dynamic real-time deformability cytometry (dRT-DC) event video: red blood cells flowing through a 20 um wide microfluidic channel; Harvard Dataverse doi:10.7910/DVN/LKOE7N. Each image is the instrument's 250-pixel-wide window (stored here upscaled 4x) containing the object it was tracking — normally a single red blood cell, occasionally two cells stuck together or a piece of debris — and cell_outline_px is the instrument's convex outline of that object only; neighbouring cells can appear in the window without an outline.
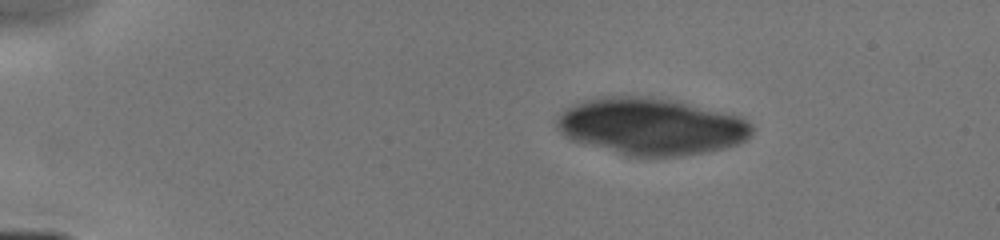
{"species": "human", "species_latin": "Homo sapiens", "temperature_condition": "cold", "stored_images_in_passage": 11, "camera_frame_rate_fps": 3000, "um_per_image_px": 0.085, "donor": {"sex": "male"}, "frame": {"image": 1, "passage_image": 1, "time_ms": 0.0, "image_size_px": [1000, 240], "cell_outline_px": [[752, 136], [736, 144], [724, 148], [708, 152], [684, 156], [624, 156], [584, 144], [572, 140], [564, 136], [556, 128], [556, 120], [564, 108], [584, 100], [600, 96], [652, 96], [676, 100], [740, 116], [752, 124]], "centroid_in_image_um": [55.32, 10.74], "position_along_channel_um": 29.7, "area_um2": 65.43}}